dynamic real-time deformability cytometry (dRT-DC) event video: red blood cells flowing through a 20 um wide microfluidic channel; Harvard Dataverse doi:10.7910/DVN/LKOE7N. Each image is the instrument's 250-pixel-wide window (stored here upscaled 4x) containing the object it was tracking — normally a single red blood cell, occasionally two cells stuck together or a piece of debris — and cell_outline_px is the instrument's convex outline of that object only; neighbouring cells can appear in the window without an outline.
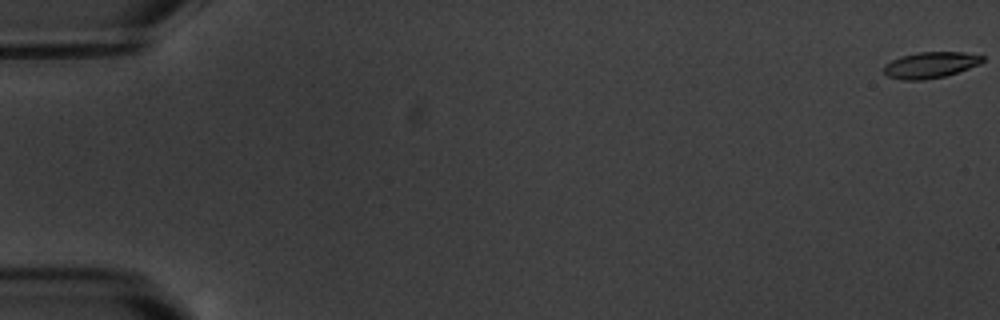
{"species": "common noctule bat (a hibernating species)", "species_latin": "Nyctalus noctula", "temperature_condition": "warm", "stored_images_in_passage": 3, "camera_frame_rate_fps": 3000, "um_per_image_px": 0.085, "animal": {"sex": "male", "body_mass_g": 20.1, "forearm_length_mm": 53.5}, "frame": {"image": 1, "passage_image": 1, "time_ms": 0.0, "image_size_px": [1000, 320], "cell_outline_px": [[984, 60], [980, 64], [944, 76], [924, 80], [900, 80], [888, 76], [884, 72], [884, 64], [900, 56], [916, 52], [964, 52], [984, 56]], "centroid_in_image_um": [79.06, 5.52], "position_along_channel_um": 5.9, "area_um2": 15.03}}